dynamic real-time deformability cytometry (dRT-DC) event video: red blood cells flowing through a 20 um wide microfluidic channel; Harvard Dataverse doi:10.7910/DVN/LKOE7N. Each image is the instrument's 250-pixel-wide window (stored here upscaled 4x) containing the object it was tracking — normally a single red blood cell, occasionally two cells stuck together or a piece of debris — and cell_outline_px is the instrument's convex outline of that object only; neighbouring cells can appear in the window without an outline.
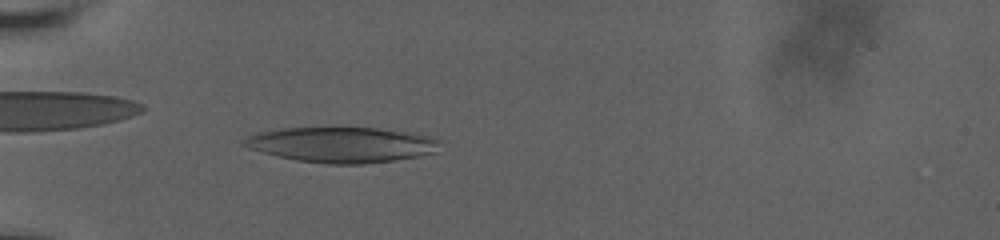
{"species": "human", "species_latin": "Homo sapiens", "temperature_condition": "room temperature", "stored_images_in_passage": 44, "camera_frame_rate_fps": 3000, "um_per_image_px": 0.085, "donor": {"sex": "male"}, "frame": {"image": 1, "passage_image": 5, "time_ms": 1.333, "image_size_px": [1000, 240], "cell_outline_px": [[440, 140], [436, 152], [420, 156], [364, 164], [328, 164], [296, 160], [248, 148], [240, 144], [240, 140], [248, 136], [260, 132], [284, 128], [376, 128], [412, 132], [432, 136]], "centroid_in_image_um": [29.07, 12.3], "position_along_channel_um": 55.9, "area_um2": 40.34}}
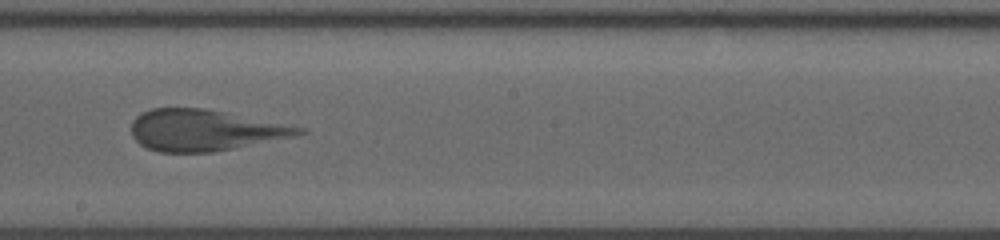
{"frame": {"image": 2, "passage_image": 21, "time_ms": 6.667, "image_size_px": [1000, 240], "cell_outline_px": [[308, 132], [296, 136], [212, 152], [160, 152], [148, 148], [140, 144], [132, 136], [132, 120], [140, 112], [152, 108], [204, 108], [308, 128]], "centroid_in_image_um": [17.4, 11.06], "position_along_channel_um": 230.8, "area_um2": 40.17}}
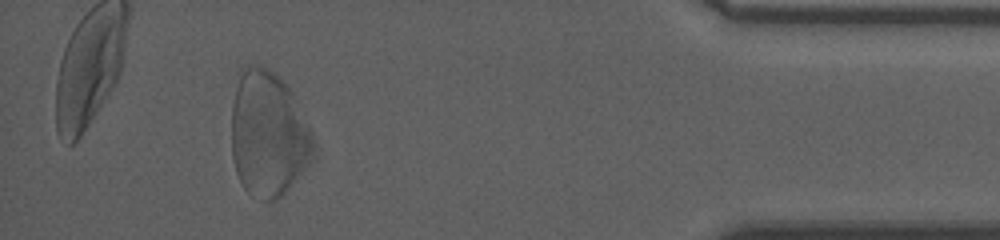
{"frame": {"image": 3, "passage_image": 40, "time_ms": 13.0, "image_size_px": [1000, 240], "cell_outline_px": [[308, 144], [300, 168], [288, 188], [272, 204], [260, 200], [252, 196], [244, 188], [236, 172], [232, 156], [232, 104], [236, 88], [240, 76], [248, 68], [260, 64], [268, 68], [292, 92], [300, 104], [304, 112], [308, 124]], "centroid_in_image_um": [22.69, 11.39], "position_along_channel_um": 412.5, "area_um2": 57.4}}